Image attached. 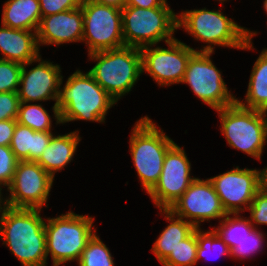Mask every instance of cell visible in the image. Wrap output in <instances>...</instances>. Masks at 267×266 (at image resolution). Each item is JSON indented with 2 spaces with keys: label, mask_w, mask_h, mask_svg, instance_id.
I'll use <instances>...</instances> for the list:
<instances>
[{
  "label": "cell",
  "mask_w": 267,
  "mask_h": 266,
  "mask_svg": "<svg viewBox=\"0 0 267 266\" xmlns=\"http://www.w3.org/2000/svg\"><path fill=\"white\" fill-rule=\"evenodd\" d=\"M41 209L4 206L0 214V238L22 266H46L45 220Z\"/></svg>",
  "instance_id": "1"
},
{
  "label": "cell",
  "mask_w": 267,
  "mask_h": 266,
  "mask_svg": "<svg viewBox=\"0 0 267 266\" xmlns=\"http://www.w3.org/2000/svg\"><path fill=\"white\" fill-rule=\"evenodd\" d=\"M220 11L221 9L210 11L206 8L185 10L178 15L177 28H183L195 40L207 44L198 52L214 53L215 45L253 50L252 37L257 32L239 26Z\"/></svg>",
  "instance_id": "2"
},
{
  "label": "cell",
  "mask_w": 267,
  "mask_h": 266,
  "mask_svg": "<svg viewBox=\"0 0 267 266\" xmlns=\"http://www.w3.org/2000/svg\"><path fill=\"white\" fill-rule=\"evenodd\" d=\"M116 103L89 72L76 70L60 88L57 106L61 124L77 120L103 123Z\"/></svg>",
  "instance_id": "3"
},
{
  "label": "cell",
  "mask_w": 267,
  "mask_h": 266,
  "mask_svg": "<svg viewBox=\"0 0 267 266\" xmlns=\"http://www.w3.org/2000/svg\"><path fill=\"white\" fill-rule=\"evenodd\" d=\"M97 63L88 72L116 101L132 90L142 74L141 50L131 46L88 55Z\"/></svg>",
  "instance_id": "4"
},
{
  "label": "cell",
  "mask_w": 267,
  "mask_h": 266,
  "mask_svg": "<svg viewBox=\"0 0 267 266\" xmlns=\"http://www.w3.org/2000/svg\"><path fill=\"white\" fill-rule=\"evenodd\" d=\"M148 117H141L130 136L132 161L143 189L148 193L158 182L167 151L175 144Z\"/></svg>",
  "instance_id": "5"
},
{
  "label": "cell",
  "mask_w": 267,
  "mask_h": 266,
  "mask_svg": "<svg viewBox=\"0 0 267 266\" xmlns=\"http://www.w3.org/2000/svg\"><path fill=\"white\" fill-rule=\"evenodd\" d=\"M178 15L166 2L161 7L139 8L124 6L122 8V27L125 46L141 49L165 43L175 39Z\"/></svg>",
  "instance_id": "6"
},
{
  "label": "cell",
  "mask_w": 267,
  "mask_h": 266,
  "mask_svg": "<svg viewBox=\"0 0 267 266\" xmlns=\"http://www.w3.org/2000/svg\"><path fill=\"white\" fill-rule=\"evenodd\" d=\"M94 218L70 211L45 221L47 259L51 254L53 266L78 262L88 241L96 233ZM50 253V254H49Z\"/></svg>",
  "instance_id": "7"
},
{
  "label": "cell",
  "mask_w": 267,
  "mask_h": 266,
  "mask_svg": "<svg viewBox=\"0 0 267 266\" xmlns=\"http://www.w3.org/2000/svg\"><path fill=\"white\" fill-rule=\"evenodd\" d=\"M216 111L229 146L260 160L267 142V112L247 109L237 102Z\"/></svg>",
  "instance_id": "8"
},
{
  "label": "cell",
  "mask_w": 267,
  "mask_h": 266,
  "mask_svg": "<svg viewBox=\"0 0 267 266\" xmlns=\"http://www.w3.org/2000/svg\"><path fill=\"white\" fill-rule=\"evenodd\" d=\"M83 38L88 55L125 46L122 9L82 0Z\"/></svg>",
  "instance_id": "9"
},
{
  "label": "cell",
  "mask_w": 267,
  "mask_h": 266,
  "mask_svg": "<svg viewBox=\"0 0 267 266\" xmlns=\"http://www.w3.org/2000/svg\"><path fill=\"white\" fill-rule=\"evenodd\" d=\"M213 52H195L189 59L184 78L192 92L214 110L231 106L236 97L228 90L220 70L211 61Z\"/></svg>",
  "instance_id": "10"
},
{
  "label": "cell",
  "mask_w": 267,
  "mask_h": 266,
  "mask_svg": "<svg viewBox=\"0 0 267 266\" xmlns=\"http://www.w3.org/2000/svg\"><path fill=\"white\" fill-rule=\"evenodd\" d=\"M54 178L36 161H18L14 177L7 187L10 192L5 206L11 208L41 209L48 202Z\"/></svg>",
  "instance_id": "11"
},
{
  "label": "cell",
  "mask_w": 267,
  "mask_h": 266,
  "mask_svg": "<svg viewBox=\"0 0 267 266\" xmlns=\"http://www.w3.org/2000/svg\"><path fill=\"white\" fill-rule=\"evenodd\" d=\"M166 44L168 48L151 45L140 49L142 73L147 72L160 87L181 83L190 57L198 52L176 38Z\"/></svg>",
  "instance_id": "12"
},
{
  "label": "cell",
  "mask_w": 267,
  "mask_h": 266,
  "mask_svg": "<svg viewBox=\"0 0 267 266\" xmlns=\"http://www.w3.org/2000/svg\"><path fill=\"white\" fill-rule=\"evenodd\" d=\"M33 62H38V65L28 70L26 67ZM62 83L63 77L60 65L42 60L41 55H39L35 60L22 65L19 83L21 88H18V97L20 102L27 103L54 100L55 104L52 110L57 125L61 123L57 103Z\"/></svg>",
  "instance_id": "13"
},
{
  "label": "cell",
  "mask_w": 267,
  "mask_h": 266,
  "mask_svg": "<svg viewBox=\"0 0 267 266\" xmlns=\"http://www.w3.org/2000/svg\"><path fill=\"white\" fill-rule=\"evenodd\" d=\"M191 163L185 150L176 143L167 151L158 182L147 193L156 207L169 209L196 177L190 176Z\"/></svg>",
  "instance_id": "14"
},
{
  "label": "cell",
  "mask_w": 267,
  "mask_h": 266,
  "mask_svg": "<svg viewBox=\"0 0 267 266\" xmlns=\"http://www.w3.org/2000/svg\"><path fill=\"white\" fill-rule=\"evenodd\" d=\"M168 210L177 217L186 218L196 228H200L201 222L221 220L227 215L209 178H196Z\"/></svg>",
  "instance_id": "15"
},
{
  "label": "cell",
  "mask_w": 267,
  "mask_h": 266,
  "mask_svg": "<svg viewBox=\"0 0 267 266\" xmlns=\"http://www.w3.org/2000/svg\"><path fill=\"white\" fill-rule=\"evenodd\" d=\"M227 214L248 210L261 189V170L240 169L239 166L209 178Z\"/></svg>",
  "instance_id": "16"
},
{
  "label": "cell",
  "mask_w": 267,
  "mask_h": 266,
  "mask_svg": "<svg viewBox=\"0 0 267 266\" xmlns=\"http://www.w3.org/2000/svg\"><path fill=\"white\" fill-rule=\"evenodd\" d=\"M40 48L43 45L82 42L83 10L81 7L41 18L36 31Z\"/></svg>",
  "instance_id": "17"
},
{
  "label": "cell",
  "mask_w": 267,
  "mask_h": 266,
  "mask_svg": "<svg viewBox=\"0 0 267 266\" xmlns=\"http://www.w3.org/2000/svg\"><path fill=\"white\" fill-rule=\"evenodd\" d=\"M1 60L26 64L39 55L36 31L13 29L2 25L0 27Z\"/></svg>",
  "instance_id": "18"
},
{
  "label": "cell",
  "mask_w": 267,
  "mask_h": 266,
  "mask_svg": "<svg viewBox=\"0 0 267 266\" xmlns=\"http://www.w3.org/2000/svg\"><path fill=\"white\" fill-rule=\"evenodd\" d=\"M80 139L78 131L65 135H53L49 145L36 162L55 178V173L73 160Z\"/></svg>",
  "instance_id": "19"
},
{
  "label": "cell",
  "mask_w": 267,
  "mask_h": 266,
  "mask_svg": "<svg viewBox=\"0 0 267 266\" xmlns=\"http://www.w3.org/2000/svg\"><path fill=\"white\" fill-rule=\"evenodd\" d=\"M53 135V132L34 131L16 123L10 148L19 161H37Z\"/></svg>",
  "instance_id": "20"
},
{
  "label": "cell",
  "mask_w": 267,
  "mask_h": 266,
  "mask_svg": "<svg viewBox=\"0 0 267 266\" xmlns=\"http://www.w3.org/2000/svg\"><path fill=\"white\" fill-rule=\"evenodd\" d=\"M161 214H165V219L170 223L159 235L151 248L157 260L161 263L175 248L180 244V241L187 238L196 227L184 220L175 216L168 209H160Z\"/></svg>",
  "instance_id": "21"
},
{
  "label": "cell",
  "mask_w": 267,
  "mask_h": 266,
  "mask_svg": "<svg viewBox=\"0 0 267 266\" xmlns=\"http://www.w3.org/2000/svg\"><path fill=\"white\" fill-rule=\"evenodd\" d=\"M42 14L39 0H8L2 10V25L20 30L37 31Z\"/></svg>",
  "instance_id": "22"
},
{
  "label": "cell",
  "mask_w": 267,
  "mask_h": 266,
  "mask_svg": "<svg viewBox=\"0 0 267 266\" xmlns=\"http://www.w3.org/2000/svg\"><path fill=\"white\" fill-rule=\"evenodd\" d=\"M236 102L244 108L267 112V50L263 49L250 74L245 102Z\"/></svg>",
  "instance_id": "23"
},
{
  "label": "cell",
  "mask_w": 267,
  "mask_h": 266,
  "mask_svg": "<svg viewBox=\"0 0 267 266\" xmlns=\"http://www.w3.org/2000/svg\"><path fill=\"white\" fill-rule=\"evenodd\" d=\"M230 215L234 216L230 217ZM238 216V213L227 214L224 218L219 220L220 226H217L216 229L213 227L214 231L223 239L230 250L253 228L250 219Z\"/></svg>",
  "instance_id": "24"
},
{
  "label": "cell",
  "mask_w": 267,
  "mask_h": 266,
  "mask_svg": "<svg viewBox=\"0 0 267 266\" xmlns=\"http://www.w3.org/2000/svg\"><path fill=\"white\" fill-rule=\"evenodd\" d=\"M16 121L34 131L52 132L51 116L40 103L21 102Z\"/></svg>",
  "instance_id": "25"
},
{
  "label": "cell",
  "mask_w": 267,
  "mask_h": 266,
  "mask_svg": "<svg viewBox=\"0 0 267 266\" xmlns=\"http://www.w3.org/2000/svg\"><path fill=\"white\" fill-rule=\"evenodd\" d=\"M197 228L161 262L163 266H194L197 263Z\"/></svg>",
  "instance_id": "26"
},
{
  "label": "cell",
  "mask_w": 267,
  "mask_h": 266,
  "mask_svg": "<svg viewBox=\"0 0 267 266\" xmlns=\"http://www.w3.org/2000/svg\"><path fill=\"white\" fill-rule=\"evenodd\" d=\"M77 263L79 266H114L115 264L108 247L96 233L88 241Z\"/></svg>",
  "instance_id": "27"
},
{
  "label": "cell",
  "mask_w": 267,
  "mask_h": 266,
  "mask_svg": "<svg viewBox=\"0 0 267 266\" xmlns=\"http://www.w3.org/2000/svg\"><path fill=\"white\" fill-rule=\"evenodd\" d=\"M197 245H198L196 254L197 262H199V260L203 258L205 259L210 258L213 255L210 256L208 254L209 253L211 254L216 250L218 251V253L216 254L217 257L224 255H227L229 257L231 256V250L229 249L228 245L214 231V229L208 230L206 232L201 230V228H197Z\"/></svg>",
  "instance_id": "28"
},
{
  "label": "cell",
  "mask_w": 267,
  "mask_h": 266,
  "mask_svg": "<svg viewBox=\"0 0 267 266\" xmlns=\"http://www.w3.org/2000/svg\"><path fill=\"white\" fill-rule=\"evenodd\" d=\"M263 235L262 232L253 227L246 233L245 237L231 249V257L243 259L249 256L251 257V255L258 252L259 249L262 251V243L264 242Z\"/></svg>",
  "instance_id": "29"
},
{
  "label": "cell",
  "mask_w": 267,
  "mask_h": 266,
  "mask_svg": "<svg viewBox=\"0 0 267 266\" xmlns=\"http://www.w3.org/2000/svg\"><path fill=\"white\" fill-rule=\"evenodd\" d=\"M22 64L0 59V93L18 92Z\"/></svg>",
  "instance_id": "30"
},
{
  "label": "cell",
  "mask_w": 267,
  "mask_h": 266,
  "mask_svg": "<svg viewBox=\"0 0 267 266\" xmlns=\"http://www.w3.org/2000/svg\"><path fill=\"white\" fill-rule=\"evenodd\" d=\"M18 159L12 152L10 146L0 145V188L8 187L14 177Z\"/></svg>",
  "instance_id": "31"
},
{
  "label": "cell",
  "mask_w": 267,
  "mask_h": 266,
  "mask_svg": "<svg viewBox=\"0 0 267 266\" xmlns=\"http://www.w3.org/2000/svg\"><path fill=\"white\" fill-rule=\"evenodd\" d=\"M248 211L250 212V222L254 228H257L256 226L259 224L267 225V193L262 188L255 194Z\"/></svg>",
  "instance_id": "32"
},
{
  "label": "cell",
  "mask_w": 267,
  "mask_h": 266,
  "mask_svg": "<svg viewBox=\"0 0 267 266\" xmlns=\"http://www.w3.org/2000/svg\"><path fill=\"white\" fill-rule=\"evenodd\" d=\"M20 103L17 92L0 93V121L16 120Z\"/></svg>",
  "instance_id": "33"
},
{
  "label": "cell",
  "mask_w": 267,
  "mask_h": 266,
  "mask_svg": "<svg viewBox=\"0 0 267 266\" xmlns=\"http://www.w3.org/2000/svg\"><path fill=\"white\" fill-rule=\"evenodd\" d=\"M82 0H39L42 17L81 7Z\"/></svg>",
  "instance_id": "34"
},
{
  "label": "cell",
  "mask_w": 267,
  "mask_h": 266,
  "mask_svg": "<svg viewBox=\"0 0 267 266\" xmlns=\"http://www.w3.org/2000/svg\"><path fill=\"white\" fill-rule=\"evenodd\" d=\"M16 120L0 121V145L10 146L16 127Z\"/></svg>",
  "instance_id": "35"
},
{
  "label": "cell",
  "mask_w": 267,
  "mask_h": 266,
  "mask_svg": "<svg viewBox=\"0 0 267 266\" xmlns=\"http://www.w3.org/2000/svg\"><path fill=\"white\" fill-rule=\"evenodd\" d=\"M167 0H126V6H133L139 8H155L161 7Z\"/></svg>",
  "instance_id": "36"
},
{
  "label": "cell",
  "mask_w": 267,
  "mask_h": 266,
  "mask_svg": "<svg viewBox=\"0 0 267 266\" xmlns=\"http://www.w3.org/2000/svg\"><path fill=\"white\" fill-rule=\"evenodd\" d=\"M99 4L113 6L122 9L126 5V0H90Z\"/></svg>",
  "instance_id": "37"
},
{
  "label": "cell",
  "mask_w": 267,
  "mask_h": 266,
  "mask_svg": "<svg viewBox=\"0 0 267 266\" xmlns=\"http://www.w3.org/2000/svg\"><path fill=\"white\" fill-rule=\"evenodd\" d=\"M261 188L267 193V167L261 170Z\"/></svg>",
  "instance_id": "38"
},
{
  "label": "cell",
  "mask_w": 267,
  "mask_h": 266,
  "mask_svg": "<svg viewBox=\"0 0 267 266\" xmlns=\"http://www.w3.org/2000/svg\"><path fill=\"white\" fill-rule=\"evenodd\" d=\"M1 190L2 189L0 188V214L2 213V210H3L4 206H5V199H3L4 197L2 195L3 193H2Z\"/></svg>",
  "instance_id": "39"
},
{
  "label": "cell",
  "mask_w": 267,
  "mask_h": 266,
  "mask_svg": "<svg viewBox=\"0 0 267 266\" xmlns=\"http://www.w3.org/2000/svg\"><path fill=\"white\" fill-rule=\"evenodd\" d=\"M263 7H264V10H265V11H266V13H267V0H264Z\"/></svg>",
  "instance_id": "40"
},
{
  "label": "cell",
  "mask_w": 267,
  "mask_h": 266,
  "mask_svg": "<svg viewBox=\"0 0 267 266\" xmlns=\"http://www.w3.org/2000/svg\"><path fill=\"white\" fill-rule=\"evenodd\" d=\"M218 1H220L221 5H223L222 3H224V1H227V0H218Z\"/></svg>",
  "instance_id": "41"
}]
</instances>
